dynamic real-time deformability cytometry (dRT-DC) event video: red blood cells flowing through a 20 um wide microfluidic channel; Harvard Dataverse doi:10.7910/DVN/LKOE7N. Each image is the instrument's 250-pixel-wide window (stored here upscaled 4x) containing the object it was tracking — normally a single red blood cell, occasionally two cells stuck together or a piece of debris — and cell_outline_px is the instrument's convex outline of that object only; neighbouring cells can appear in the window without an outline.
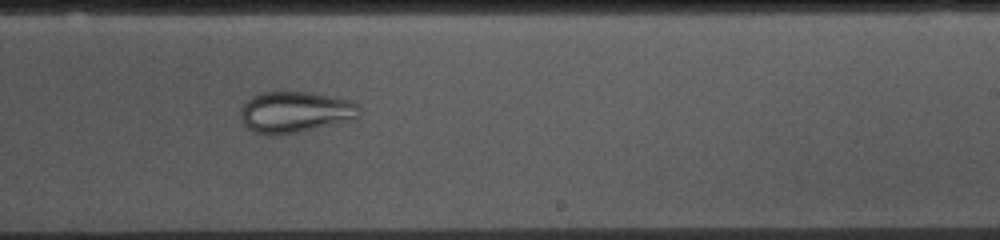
{"species": "common noctule bat (a hibernating species)", "species_latin": "Nyctalus noctula", "temperature_condition": "cold", "stored_images_in_passage": 53, "camera_frame_rate_fps": 3000, "um_per_image_px": 0.085, "animal": {"sex": "female", "body_mass_g": 10.0, "forearm_length_mm": 53.1}, "frame": {"image": 1, "passage_image": 31, "time_ms": 10.0, "image_size_px": [1000, 240], "cell_outline_px": [[360, 108], [356, 116], [344, 120], [296, 132], [276, 136], [272, 136], [252, 132], [244, 124], [240, 116], [240, 108], [244, 100], [260, 92], [308, 92], [332, 96], [352, 100]], "centroid_in_image_um": [24.96, 9.5], "position_along_channel_um": 264.0, "area_um2": 28.21}}
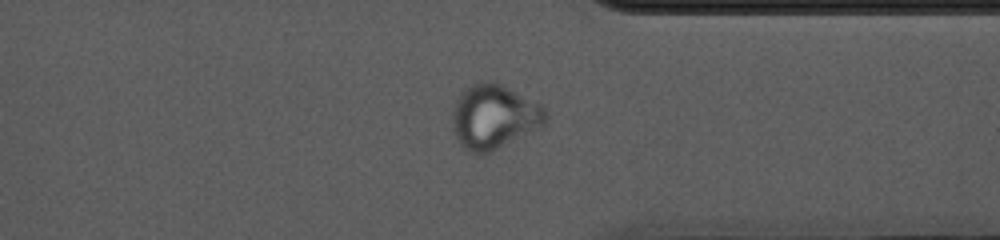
{"frame": {"image": 2, "passage_image": 40, "time_ms": 13.0, "image_size_px": [1000, 240], "cell_outline_px": [[548, 120], [540, 128], [488, 152], [472, 152], [464, 148], [460, 144], [456, 136], [452, 124], [452, 108], [460, 92], [464, 88], [480, 80], [492, 80], [540, 104], [548, 112]], "centroid_in_image_um": [41.98, 9.88], "position_along_channel_um": 369.4, "area_um2": 34.85}}
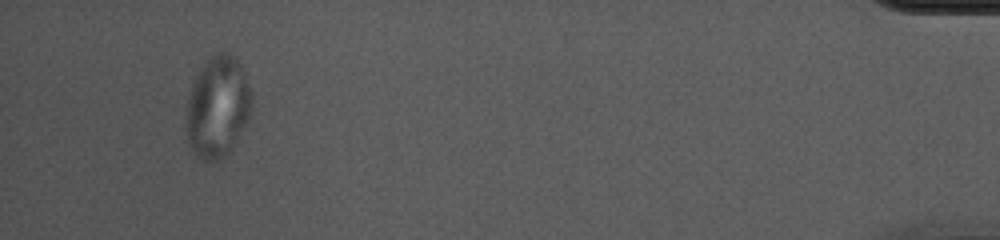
{"frame": {"image": 3, "passage_image": 50, "time_ms": 16.333, "image_size_px": [1000, 240], "cell_outline_px": [[252, 112], [248, 120], [224, 160], [212, 164], [200, 160], [192, 152], [188, 144], [184, 128], [184, 124], [188, 100], [192, 84], [196, 76], [204, 64], [212, 56], [220, 52], [228, 52], [236, 56], [244, 72], [252, 92]], "centroid_in_image_um": [18.49, 9.17], "position_along_channel_um": 416.7, "area_um2": 39.54}}